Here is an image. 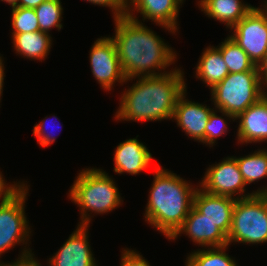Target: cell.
Returning a JSON list of instances; mask_svg holds the SVG:
<instances>
[{"instance_id": "obj_1", "label": "cell", "mask_w": 267, "mask_h": 266, "mask_svg": "<svg viewBox=\"0 0 267 266\" xmlns=\"http://www.w3.org/2000/svg\"><path fill=\"white\" fill-rule=\"evenodd\" d=\"M138 18L135 14L113 18L115 35L111 38L127 82L169 73L165 69L177 59L176 51Z\"/></svg>"}, {"instance_id": "obj_2", "label": "cell", "mask_w": 267, "mask_h": 266, "mask_svg": "<svg viewBox=\"0 0 267 266\" xmlns=\"http://www.w3.org/2000/svg\"><path fill=\"white\" fill-rule=\"evenodd\" d=\"M181 68L161 76L137 77L121 94L116 121L172 120L178 98L187 90Z\"/></svg>"}, {"instance_id": "obj_3", "label": "cell", "mask_w": 267, "mask_h": 266, "mask_svg": "<svg viewBox=\"0 0 267 266\" xmlns=\"http://www.w3.org/2000/svg\"><path fill=\"white\" fill-rule=\"evenodd\" d=\"M161 167L155 166L144 217L151 227L170 239L188 216L199 186Z\"/></svg>"}, {"instance_id": "obj_4", "label": "cell", "mask_w": 267, "mask_h": 266, "mask_svg": "<svg viewBox=\"0 0 267 266\" xmlns=\"http://www.w3.org/2000/svg\"><path fill=\"white\" fill-rule=\"evenodd\" d=\"M115 182L103 169L95 167L78 173L68 194L80 210L81 222L78 225L89 226L93 212L105 214L121 206L123 200Z\"/></svg>"}, {"instance_id": "obj_5", "label": "cell", "mask_w": 267, "mask_h": 266, "mask_svg": "<svg viewBox=\"0 0 267 266\" xmlns=\"http://www.w3.org/2000/svg\"><path fill=\"white\" fill-rule=\"evenodd\" d=\"M210 92L215 109L235 119L265 95L258 66L251 71L229 73Z\"/></svg>"}, {"instance_id": "obj_6", "label": "cell", "mask_w": 267, "mask_h": 266, "mask_svg": "<svg viewBox=\"0 0 267 266\" xmlns=\"http://www.w3.org/2000/svg\"><path fill=\"white\" fill-rule=\"evenodd\" d=\"M227 241L228 245L267 243V194L236 199Z\"/></svg>"}, {"instance_id": "obj_7", "label": "cell", "mask_w": 267, "mask_h": 266, "mask_svg": "<svg viewBox=\"0 0 267 266\" xmlns=\"http://www.w3.org/2000/svg\"><path fill=\"white\" fill-rule=\"evenodd\" d=\"M28 186L26 184L12 198L0 203V258L3 253L5 254L17 244L25 245L20 257L32 253V249L27 248L32 231H30L29 220L25 215Z\"/></svg>"}, {"instance_id": "obj_8", "label": "cell", "mask_w": 267, "mask_h": 266, "mask_svg": "<svg viewBox=\"0 0 267 266\" xmlns=\"http://www.w3.org/2000/svg\"><path fill=\"white\" fill-rule=\"evenodd\" d=\"M201 179L198 186L214 195L242 199L254 194H267V186L261 187L262 189L258 188L257 191L251 193H245L247 191L245 189L246 184L234 156H228L219 163L209 165Z\"/></svg>"}, {"instance_id": "obj_9", "label": "cell", "mask_w": 267, "mask_h": 266, "mask_svg": "<svg viewBox=\"0 0 267 266\" xmlns=\"http://www.w3.org/2000/svg\"><path fill=\"white\" fill-rule=\"evenodd\" d=\"M229 35L259 66L267 52V13L261 7H254L234 27Z\"/></svg>"}, {"instance_id": "obj_10", "label": "cell", "mask_w": 267, "mask_h": 266, "mask_svg": "<svg viewBox=\"0 0 267 266\" xmlns=\"http://www.w3.org/2000/svg\"><path fill=\"white\" fill-rule=\"evenodd\" d=\"M89 55L92 75L103 90L111 91L116 82L122 85L127 83L120 66L116 45L110 36L97 38Z\"/></svg>"}, {"instance_id": "obj_11", "label": "cell", "mask_w": 267, "mask_h": 266, "mask_svg": "<svg viewBox=\"0 0 267 266\" xmlns=\"http://www.w3.org/2000/svg\"><path fill=\"white\" fill-rule=\"evenodd\" d=\"M78 225L66 242L47 261L48 266H98L89 243L88 228Z\"/></svg>"}, {"instance_id": "obj_12", "label": "cell", "mask_w": 267, "mask_h": 266, "mask_svg": "<svg viewBox=\"0 0 267 266\" xmlns=\"http://www.w3.org/2000/svg\"><path fill=\"white\" fill-rule=\"evenodd\" d=\"M185 0H127L126 15H133V11L142 15L143 22L148 19L156 25L170 31L178 32L179 9ZM133 6V7H132Z\"/></svg>"}, {"instance_id": "obj_13", "label": "cell", "mask_w": 267, "mask_h": 266, "mask_svg": "<svg viewBox=\"0 0 267 266\" xmlns=\"http://www.w3.org/2000/svg\"><path fill=\"white\" fill-rule=\"evenodd\" d=\"M186 93L187 90L178 98L172 119L188 137L199 143L205 139L206 124L214 108L189 101Z\"/></svg>"}, {"instance_id": "obj_14", "label": "cell", "mask_w": 267, "mask_h": 266, "mask_svg": "<svg viewBox=\"0 0 267 266\" xmlns=\"http://www.w3.org/2000/svg\"><path fill=\"white\" fill-rule=\"evenodd\" d=\"M186 234L191 241L201 247H221L228 245L227 236L210 220L204 217L194 206L182 226L169 240H176Z\"/></svg>"}, {"instance_id": "obj_15", "label": "cell", "mask_w": 267, "mask_h": 266, "mask_svg": "<svg viewBox=\"0 0 267 266\" xmlns=\"http://www.w3.org/2000/svg\"><path fill=\"white\" fill-rule=\"evenodd\" d=\"M235 201L234 198L214 195L199 187L194 194L193 206L228 236Z\"/></svg>"}, {"instance_id": "obj_16", "label": "cell", "mask_w": 267, "mask_h": 266, "mask_svg": "<svg viewBox=\"0 0 267 266\" xmlns=\"http://www.w3.org/2000/svg\"><path fill=\"white\" fill-rule=\"evenodd\" d=\"M235 120L239 121L236 136L238 144L267 142V94Z\"/></svg>"}, {"instance_id": "obj_17", "label": "cell", "mask_w": 267, "mask_h": 266, "mask_svg": "<svg viewBox=\"0 0 267 266\" xmlns=\"http://www.w3.org/2000/svg\"><path fill=\"white\" fill-rule=\"evenodd\" d=\"M137 137L127 139L116 147L113 158L116 174L138 175L152 162V154Z\"/></svg>"}, {"instance_id": "obj_18", "label": "cell", "mask_w": 267, "mask_h": 266, "mask_svg": "<svg viewBox=\"0 0 267 266\" xmlns=\"http://www.w3.org/2000/svg\"><path fill=\"white\" fill-rule=\"evenodd\" d=\"M197 5L205 16L224 23L228 29L234 27L254 8L242 0H199Z\"/></svg>"}, {"instance_id": "obj_19", "label": "cell", "mask_w": 267, "mask_h": 266, "mask_svg": "<svg viewBox=\"0 0 267 266\" xmlns=\"http://www.w3.org/2000/svg\"><path fill=\"white\" fill-rule=\"evenodd\" d=\"M12 41L16 54L41 62L47 58L52 47L51 35L41 31L12 34Z\"/></svg>"}, {"instance_id": "obj_20", "label": "cell", "mask_w": 267, "mask_h": 266, "mask_svg": "<svg viewBox=\"0 0 267 266\" xmlns=\"http://www.w3.org/2000/svg\"><path fill=\"white\" fill-rule=\"evenodd\" d=\"M203 51L195 68V76L212 89L229 74L228 67L215 46H208Z\"/></svg>"}, {"instance_id": "obj_21", "label": "cell", "mask_w": 267, "mask_h": 266, "mask_svg": "<svg viewBox=\"0 0 267 266\" xmlns=\"http://www.w3.org/2000/svg\"><path fill=\"white\" fill-rule=\"evenodd\" d=\"M247 156L234 157L246 185L267 177V149H257Z\"/></svg>"}, {"instance_id": "obj_22", "label": "cell", "mask_w": 267, "mask_h": 266, "mask_svg": "<svg viewBox=\"0 0 267 266\" xmlns=\"http://www.w3.org/2000/svg\"><path fill=\"white\" fill-rule=\"evenodd\" d=\"M228 247L229 245L197 249L187 256L185 266H239L235 258L226 253Z\"/></svg>"}, {"instance_id": "obj_23", "label": "cell", "mask_w": 267, "mask_h": 266, "mask_svg": "<svg viewBox=\"0 0 267 266\" xmlns=\"http://www.w3.org/2000/svg\"><path fill=\"white\" fill-rule=\"evenodd\" d=\"M216 48L221 52L229 73L251 71L255 67L246 52L230 36Z\"/></svg>"}, {"instance_id": "obj_24", "label": "cell", "mask_w": 267, "mask_h": 266, "mask_svg": "<svg viewBox=\"0 0 267 266\" xmlns=\"http://www.w3.org/2000/svg\"><path fill=\"white\" fill-rule=\"evenodd\" d=\"M61 0H47L34 8L41 32L48 33L56 27L59 31L63 25V8Z\"/></svg>"}, {"instance_id": "obj_25", "label": "cell", "mask_w": 267, "mask_h": 266, "mask_svg": "<svg viewBox=\"0 0 267 266\" xmlns=\"http://www.w3.org/2000/svg\"><path fill=\"white\" fill-rule=\"evenodd\" d=\"M219 112L222 113L221 116L219 114L217 115ZM223 117H226V120ZM227 119L235 121V118L232 115H229L227 112L214 109L211 112L206 124L205 139L201 143L212 147L215 145L218 137H221L223 134L226 135L228 131Z\"/></svg>"}, {"instance_id": "obj_26", "label": "cell", "mask_w": 267, "mask_h": 266, "mask_svg": "<svg viewBox=\"0 0 267 266\" xmlns=\"http://www.w3.org/2000/svg\"><path fill=\"white\" fill-rule=\"evenodd\" d=\"M12 34L40 31L38 19L33 8L13 7L11 12Z\"/></svg>"}, {"instance_id": "obj_27", "label": "cell", "mask_w": 267, "mask_h": 266, "mask_svg": "<svg viewBox=\"0 0 267 266\" xmlns=\"http://www.w3.org/2000/svg\"><path fill=\"white\" fill-rule=\"evenodd\" d=\"M53 118L56 120L58 119L56 116H53ZM47 119L48 117L46 116L45 119L41 120V122H39L38 124H35L33 128V135L37 138L38 144L42 147H48L56 140V136H53V133L48 132L45 128L46 125H48L46 123ZM53 123H56V122L54 121ZM53 125H56V124H53ZM53 125H52V128L54 127Z\"/></svg>"}, {"instance_id": "obj_28", "label": "cell", "mask_w": 267, "mask_h": 266, "mask_svg": "<svg viewBox=\"0 0 267 266\" xmlns=\"http://www.w3.org/2000/svg\"><path fill=\"white\" fill-rule=\"evenodd\" d=\"M86 1L98 6L109 7L113 13V18L126 16L127 0H86Z\"/></svg>"}, {"instance_id": "obj_29", "label": "cell", "mask_w": 267, "mask_h": 266, "mask_svg": "<svg viewBox=\"0 0 267 266\" xmlns=\"http://www.w3.org/2000/svg\"><path fill=\"white\" fill-rule=\"evenodd\" d=\"M120 266H150L149 261L136 250L122 249Z\"/></svg>"}, {"instance_id": "obj_30", "label": "cell", "mask_w": 267, "mask_h": 266, "mask_svg": "<svg viewBox=\"0 0 267 266\" xmlns=\"http://www.w3.org/2000/svg\"><path fill=\"white\" fill-rule=\"evenodd\" d=\"M0 171V203H3L12 198L17 192H19L27 183L13 182V184L6 183L7 181L3 177Z\"/></svg>"}, {"instance_id": "obj_31", "label": "cell", "mask_w": 267, "mask_h": 266, "mask_svg": "<svg viewBox=\"0 0 267 266\" xmlns=\"http://www.w3.org/2000/svg\"><path fill=\"white\" fill-rule=\"evenodd\" d=\"M35 255L33 253L23 256V257H18L16 258L13 262L11 263H4L0 261V266H42L41 263L35 259Z\"/></svg>"}, {"instance_id": "obj_32", "label": "cell", "mask_w": 267, "mask_h": 266, "mask_svg": "<svg viewBox=\"0 0 267 266\" xmlns=\"http://www.w3.org/2000/svg\"><path fill=\"white\" fill-rule=\"evenodd\" d=\"M264 93L267 94V52L264 60L258 66ZM264 85V86H263ZM266 88V89H265Z\"/></svg>"}, {"instance_id": "obj_33", "label": "cell", "mask_w": 267, "mask_h": 266, "mask_svg": "<svg viewBox=\"0 0 267 266\" xmlns=\"http://www.w3.org/2000/svg\"><path fill=\"white\" fill-rule=\"evenodd\" d=\"M47 0H19L17 7L36 8Z\"/></svg>"}, {"instance_id": "obj_34", "label": "cell", "mask_w": 267, "mask_h": 266, "mask_svg": "<svg viewBox=\"0 0 267 266\" xmlns=\"http://www.w3.org/2000/svg\"><path fill=\"white\" fill-rule=\"evenodd\" d=\"M3 60L2 59V56L0 55V102H1V96H2V93H3V86H4V77H5V73H4V63H3Z\"/></svg>"}, {"instance_id": "obj_35", "label": "cell", "mask_w": 267, "mask_h": 266, "mask_svg": "<svg viewBox=\"0 0 267 266\" xmlns=\"http://www.w3.org/2000/svg\"><path fill=\"white\" fill-rule=\"evenodd\" d=\"M3 2H6L11 6V8L16 7L18 5L19 0H1Z\"/></svg>"}, {"instance_id": "obj_36", "label": "cell", "mask_w": 267, "mask_h": 266, "mask_svg": "<svg viewBox=\"0 0 267 266\" xmlns=\"http://www.w3.org/2000/svg\"><path fill=\"white\" fill-rule=\"evenodd\" d=\"M263 5L261 7H267V0L264 1V4Z\"/></svg>"}, {"instance_id": "obj_37", "label": "cell", "mask_w": 267, "mask_h": 266, "mask_svg": "<svg viewBox=\"0 0 267 266\" xmlns=\"http://www.w3.org/2000/svg\"><path fill=\"white\" fill-rule=\"evenodd\" d=\"M262 9H264V10H265V12L267 13V7H263Z\"/></svg>"}]
</instances>
